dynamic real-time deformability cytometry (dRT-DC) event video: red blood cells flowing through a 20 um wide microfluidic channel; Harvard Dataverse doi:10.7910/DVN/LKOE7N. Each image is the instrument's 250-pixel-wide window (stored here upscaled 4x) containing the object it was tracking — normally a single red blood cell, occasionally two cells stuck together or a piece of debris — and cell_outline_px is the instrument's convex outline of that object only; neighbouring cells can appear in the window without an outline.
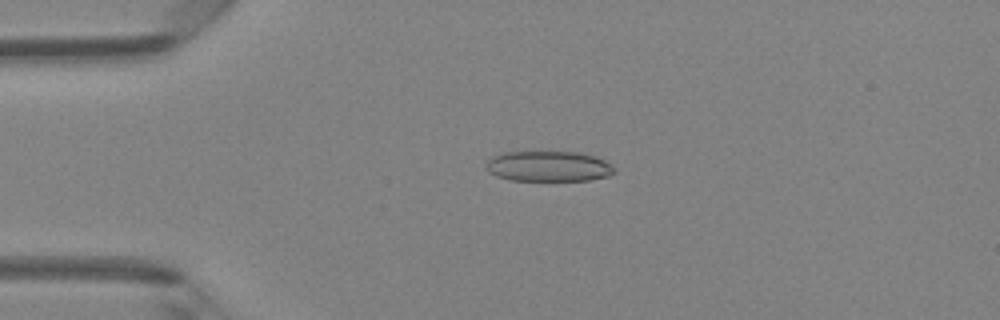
{"species": "Egyptian fruit bat (a non-hibernating species)", "species_latin": "Rousettus aegyptiacus", "temperature_condition": "room temperature", "stored_images_in_passage": 47, "camera_frame_rate_fps": 3000, "um_per_image_px": 0.085, "animal": {"sex": "female"}, "frame": {"image": 1, "passage_image": 11, "time_ms": 3.333, "image_size_px": [1000, 320], "cell_outline_px": [[616, 172], [608, 176], [588, 180], [512, 180], [496, 176], [488, 172], [484, 168], [488, 160], [492, 156], [504, 152], [580, 152], [596, 156], [604, 160], [616, 168]], "centroid_in_image_um": [46.62, 14.13], "position_along_channel_um": 38.4, "area_um2": 22.89}}
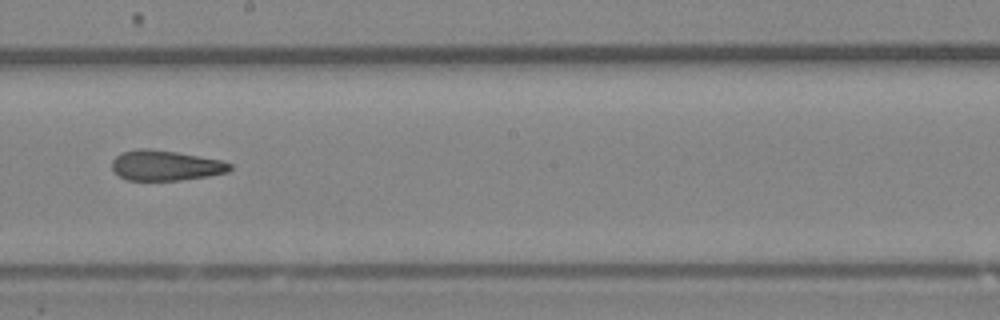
{"frame": {"image": 2, "passage_image": 27, "time_ms": 8.667, "image_size_px": [1000, 320], "cell_outline_px": [[232, 168], [228, 172], [208, 176], [180, 180], [128, 180], [120, 176], [112, 168], [112, 160], [120, 152], [140, 148], [152, 148], [224, 160], [232, 164]], "centroid_in_image_um": [14.09, 14.05], "position_along_channel_um": 234.1, "area_um2": 20.92}}
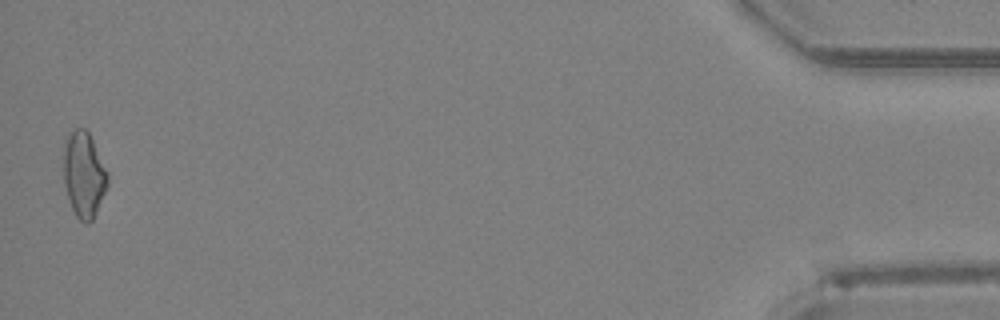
{"frame": {"image": 3, "passage_image": 47, "time_ms": 15.333, "image_size_px": [1000, 320], "cell_outline_px": [[108, 184], [92, 220], [88, 224], [84, 224], [76, 216], [72, 208], [64, 184], [64, 136], [68, 132], [76, 128], [84, 128], [88, 132], [108, 172]], "centroid_in_image_um": [7.11, 14.81], "position_along_channel_um": 428.1, "area_um2": 21.91}, "authors_computed_cell_mechanics": {"area_um2": 21.9062, "velocity_mm_per_s": 4.2723, "shape_relaxation_time_tau1_ms": 11.0471, "shape_relaxation_time_tau2_ms": 3.3296, "deformation_change_tau1": 0.1961, "deformation_change_tau2": 0.1308}}